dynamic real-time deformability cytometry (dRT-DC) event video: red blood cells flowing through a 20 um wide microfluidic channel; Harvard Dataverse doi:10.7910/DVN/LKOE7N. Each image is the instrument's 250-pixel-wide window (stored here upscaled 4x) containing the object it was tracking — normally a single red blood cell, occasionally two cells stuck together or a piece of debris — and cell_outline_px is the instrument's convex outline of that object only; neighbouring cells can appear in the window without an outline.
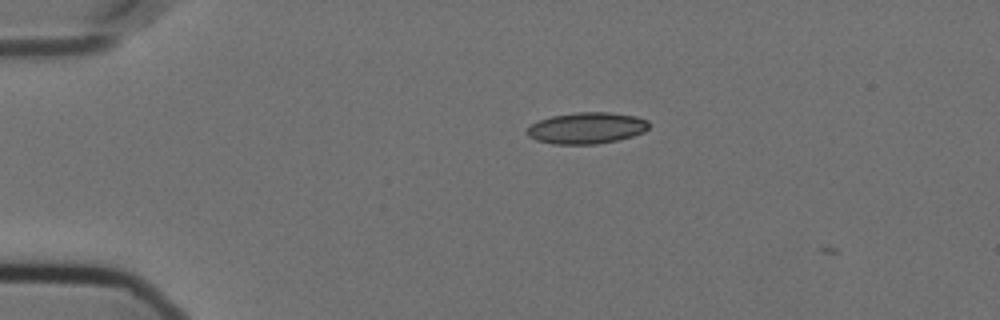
{"species": "Egyptian fruit bat (a non-hibernating species)", "species_latin": "Rousettus aegyptiacus", "temperature_condition": "cold", "stored_images_in_passage": 5, "camera_frame_rate_fps": 3000, "um_per_image_px": 0.085, "animal": {"sex": "female"}, "frame": {"image": 1, "passage_image": 2, "time_ms": 0.333, "image_size_px": [1000, 320], "cell_outline_px": [[648, 128], [644, 132], [632, 136], [616, 140], [596, 144], [552, 144], [536, 140], [528, 136], [524, 132], [532, 124], [540, 120], [552, 116], [576, 112], [608, 112], [636, 116], [648, 120]], "centroid_in_image_um": [49.85, 10.88], "position_along_channel_um": 35.2, "area_um2": 22.25}}